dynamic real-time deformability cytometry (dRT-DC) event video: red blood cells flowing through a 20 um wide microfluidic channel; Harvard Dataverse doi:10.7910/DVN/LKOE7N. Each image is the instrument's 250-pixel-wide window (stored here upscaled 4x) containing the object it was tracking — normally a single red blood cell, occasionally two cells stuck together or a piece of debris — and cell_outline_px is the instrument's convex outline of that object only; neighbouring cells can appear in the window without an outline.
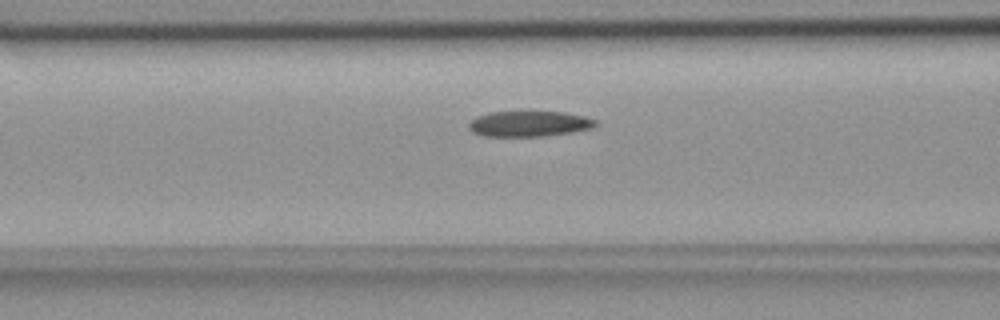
{"species": "common noctule bat (a hibernating species)", "species_latin": "Nyctalus noctula", "temperature_condition": "room temperature", "stored_images_in_passage": 48, "camera_frame_rate_fps": 3000, "um_per_image_px": 0.085, "animal": {"sex": "female", "body_mass_g": 18.4}, "frame": {"image": 1, "passage_image": 19, "time_ms": 6.0, "image_size_px": [1000, 320], "cell_outline_px": [[596, 124], [592, 128], [572, 132], [544, 136], [484, 136], [472, 132], [468, 128], [468, 124], [476, 116], [488, 112], [564, 112], [584, 116], [596, 120]], "centroid_in_image_um": [44.95, 10.52], "position_along_channel_um": 121.7, "area_um2": 18.84}}
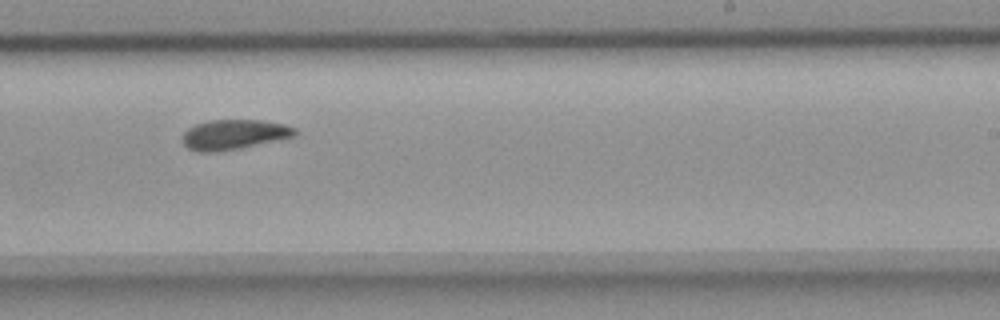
{"frame": {"image": 2, "passage_image": 31, "time_ms": 10.0, "image_size_px": [1000, 320], "cell_outline_px": [[296, 136], [240, 148], [212, 152], [200, 152], [188, 148], [184, 144], [184, 132], [188, 128], [196, 124], [212, 120], [260, 120], [284, 124], [296, 128]], "centroid_in_image_um": [19.91, 11.43], "position_along_channel_um": 269.1, "area_um2": 19.36}}
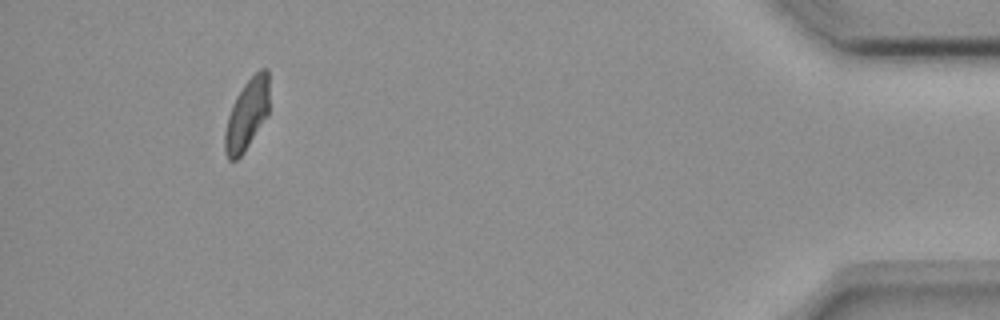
{"frame": {"image": 3, "passage_image": 48, "time_ms": 15.667, "image_size_px": [1000, 320], "cell_outline_px": [[268, 116], [244, 152], [236, 160], [228, 160], [224, 152], [224, 132], [228, 116], [232, 104], [236, 96], [244, 84], [260, 68], [268, 68]], "centroid_in_image_um": [20.98, 9.75], "position_along_channel_um": 414.2, "area_um2": 18.44}, "authors_computed_cell_mechanics": {"area_um2": 19.6231, "velocity_mm_per_s": 3.6993, "shape_relaxation_time_tau1_ms": null, "shape_relaxation_time_tau2_ms": 5.4798, "deformation_change_tau1": null, "deformation_change_tau2": 0.1141}}